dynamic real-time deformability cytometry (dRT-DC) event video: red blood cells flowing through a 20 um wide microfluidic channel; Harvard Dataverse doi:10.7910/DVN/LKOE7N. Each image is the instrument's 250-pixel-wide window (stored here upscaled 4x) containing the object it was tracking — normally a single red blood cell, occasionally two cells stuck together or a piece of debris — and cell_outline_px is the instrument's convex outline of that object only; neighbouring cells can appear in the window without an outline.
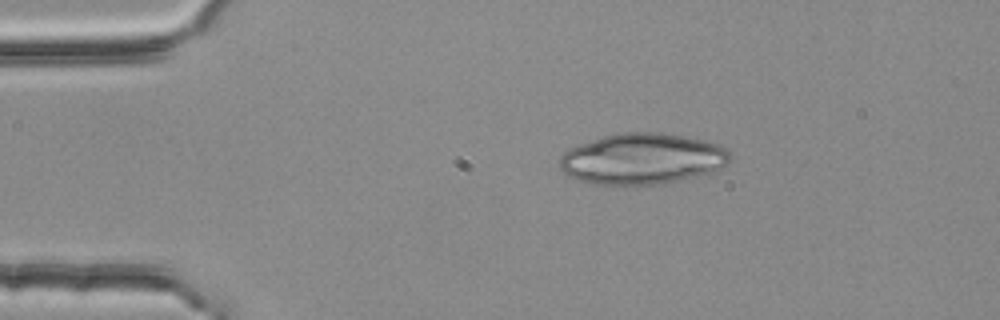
{"species": "common noctule bat (a hibernating species)", "species_latin": "Nyctalus noctula", "temperature_condition": "room temperature", "stored_images_in_passage": 44, "camera_frame_rate_fps": 3000, "um_per_image_px": 0.085, "animal": {"sex": "female", "body_mass_g": 25.1}, "frame": {"image": 1, "passage_image": 1, "time_ms": 0.0, "image_size_px": [1000, 320], "cell_outline_px": [[732, 156], [728, 164], [720, 168], [708, 172], [660, 184], [596, 184], [572, 176], [564, 172], [560, 168], [560, 156], [564, 152], [580, 144], [604, 136], [624, 132], [656, 132], [684, 136], [704, 140], [716, 144], [724, 148]], "centroid_in_image_um": [54.6, 13.48], "position_along_channel_um": 30.4, "area_um2": 49.65}}
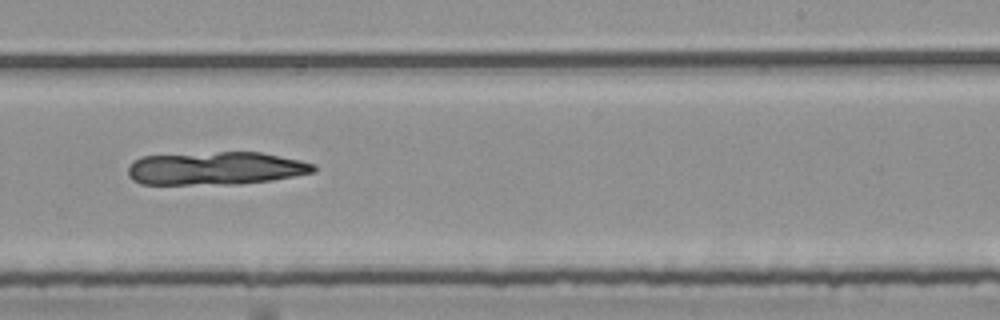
{"frame": {"image": 2, "passage_image": 24, "time_ms": 7.667, "image_size_px": [1000, 320], "cell_outline_px": [[316, 172], [272, 180], [240, 184], [140, 184], [132, 180], [128, 176], [128, 164], [132, 160], [140, 156], [220, 152], [260, 152], [300, 160], [316, 164]], "centroid_in_image_um": [18.31, 14.31], "position_along_channel_um": 270.7, "area_um2": 36.07}}
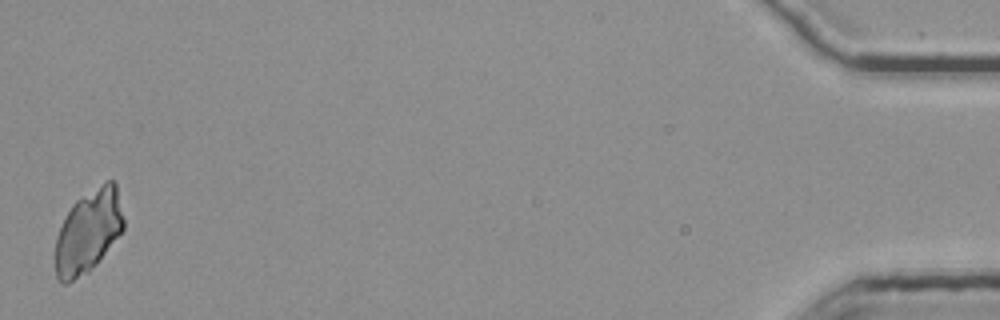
{"frame": {"image": 3, "passage_image": 44, "time_ms": 14.333, "image_size_px": [1000, 320], "cell_outline_px": [[124, 232], [96, 264], [88, 272], [68, 284], [60, 284], [56, 280], [56, 236], [72, 204], [76, 200], [104, 180], [112, 180], [116, 184], [124, 220]], "centroid_in_image_um": [7.52, 19.69], "position_along_channel_um": 427.7, "area_um2": 33.35}}